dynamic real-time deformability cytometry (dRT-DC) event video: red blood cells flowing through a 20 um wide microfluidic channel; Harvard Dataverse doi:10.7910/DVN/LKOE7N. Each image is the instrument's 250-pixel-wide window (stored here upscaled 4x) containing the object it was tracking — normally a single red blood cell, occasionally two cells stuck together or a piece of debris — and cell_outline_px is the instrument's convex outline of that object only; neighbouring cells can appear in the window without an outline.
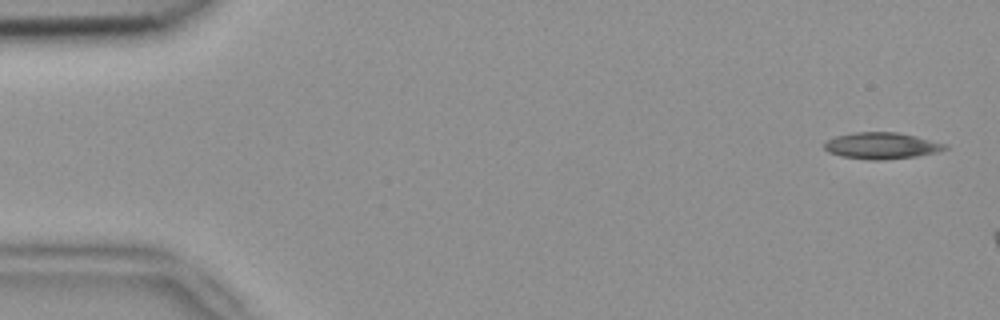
{"species": "common noctule bat (a hibernating species)", "species_latin": "Nyctalus noctula", "temperature_condition": "room temperature", "stored_images_in_passage": 3, "camera_frame_rate_fps": 3000, "um_per_image_px": 0.085, "animal": {"sex": "female", "body_mass_g": 18.4}, "frame": {"image": 1, "passage_image": 1, "time_ms": 0.0, "image_size_px": [1000, 320], "cell_outline_px": [[948, 148], [936, 152], [916, 156], [884, 160], [868, 160], [840, 156], [828, 152], [824, 148], [824, 144], [828, 140], [836, 136], [852, 132], [900, 132], [948, 144]], "centroid_in_image_um": [74.93, 12.38], "position_along_channel_um": 10.1, "area_um2": 18.73}}